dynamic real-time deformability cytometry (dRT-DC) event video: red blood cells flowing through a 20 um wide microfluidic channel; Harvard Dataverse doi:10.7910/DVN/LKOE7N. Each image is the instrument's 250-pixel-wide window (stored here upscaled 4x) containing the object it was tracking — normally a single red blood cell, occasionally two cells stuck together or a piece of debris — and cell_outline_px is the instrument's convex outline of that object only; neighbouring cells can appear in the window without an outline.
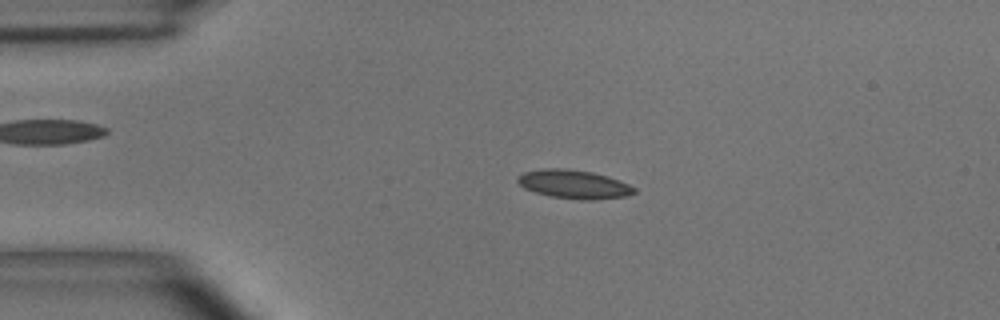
{"species": "common noctule bat (a hibernating species)", "species_latin": "Nyctalus noctula", "temperature_condition": "room temperature", "stored_images_in_passage": 42, "camera_frame_rate_fps": 3000, "um_per_image_px": 0.085, "animal": {"sex": "male", "body_mass_g": 15.6}, "frame": {"image": 1, "passage_image": 11, "time_ms": 3.333, "image_size_px": [1000, 320], "cell_outline_px": [[636, 192], [624, 196], [592, 200], [588, 200], [548, 196], [524, 188], [516, 180], [524, 172], [544, 168], [564, 168], [592, 172], [608, 176], [628, 184], [636, 188]], "centroid_in_image_um": [48.78, 15.65], "position_along_channel_um": 36.2, "area_um2": 19.25}}
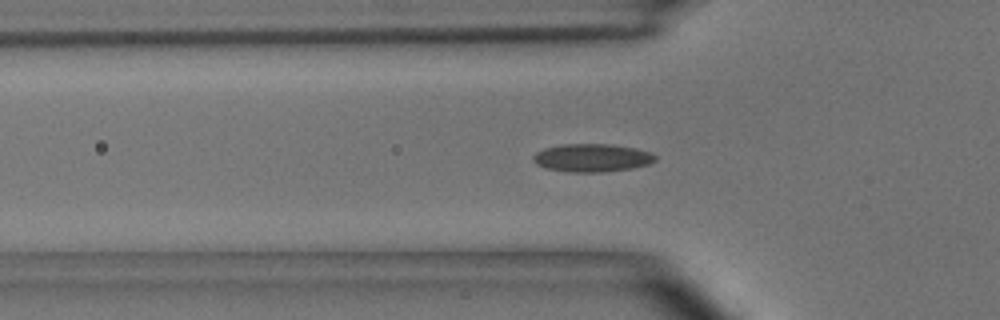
{"frame": {"image": 2, "passage_image": 17, "time_ms": 5.333, "image_size_px": [1000, 320], "cell_outline_px": [[656, 160], [648, 164], [632, 168], [600, 172], [572, 172], [548, 168], [536, 164], [532, 160], [532, 156], [536, 152], [544, 148], [560, 144], [612, 144], [636, 148], [652, 152], [656, 156]], "centroid_in_image_um": [50.33, 13.4], "position_along_channel_um": 75.5, "area_um2": 20.0}}
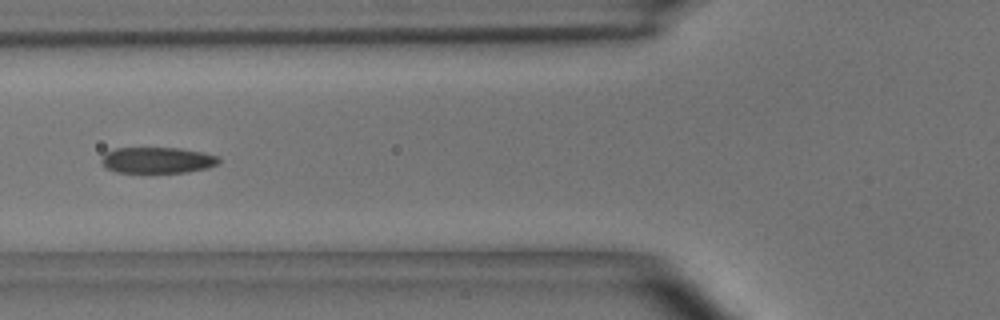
{"frame": {"image": 3, "passage_image": 20, "time_ms": 6.333, "image_size_px": [1000, 320], "cell_outline_px": [[220, 160], [216, 164], [208, 168], [188, 172], [116, 172], [104, 168], [100, 160], [104, 152], [116, 148], [180, 148], [204, 152], [216, 156]], "centroid_in_image_um": [13.33, 13.61], "position_along_channel_um": 112.5, "area_um2": 17.92}, "authors_computed_cell_mechanics": {"area_um2": 18.4382, "velocity_mm_per_s": 3.6201, "shape_relaxation_time_tau1_ms": 6.3764, "shape_relaxation_time_tau2_ms": 1.9276, "deformation_change_tau1": 0.1595, "deformation_change_tau2": 0.0811}}